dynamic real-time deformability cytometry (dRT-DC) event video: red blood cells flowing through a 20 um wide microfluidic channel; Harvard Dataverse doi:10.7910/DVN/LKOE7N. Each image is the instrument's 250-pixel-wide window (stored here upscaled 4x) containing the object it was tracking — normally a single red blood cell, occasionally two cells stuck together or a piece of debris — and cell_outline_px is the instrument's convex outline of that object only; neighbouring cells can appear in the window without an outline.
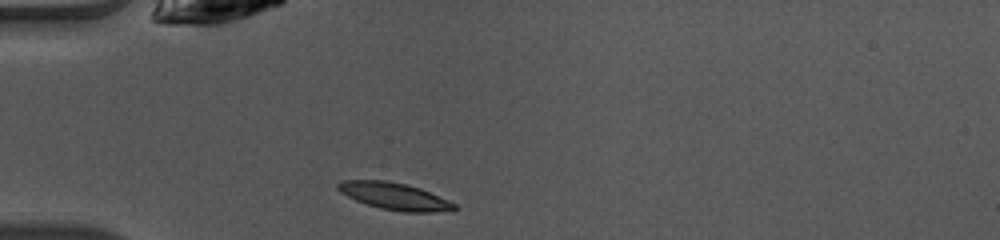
{"species": "common noctule bat (a hibernating species)", "species_latin": "Nyctalus noctula", "temperature_condition": "warm", "stored_images_in_passage": 36, "camera_frame_rate_fps": 3000, "um_per_image_px": 0.085, "animal": {"sex": "female", "body_mass_g": 10.0, "forearm_length_mm": 53.1}, "frame": {"image": 1, "passage_image": 1, "time_ms": 0.0, "image_size_px": [1000, 240], "cell_outline_px": [[456, 208], [452, 212], [404, 212], [380, 208], [356, 200], [340, 192], [336, 188], [336, 184], [340, 180], [384, 180], [404, 184], [420, 188], [448, 200], [456, 204]], "centroid_in_image_um": [33.54, 16.68], "position_along_channel_um": 51.5, "area_um2": 18.32}}
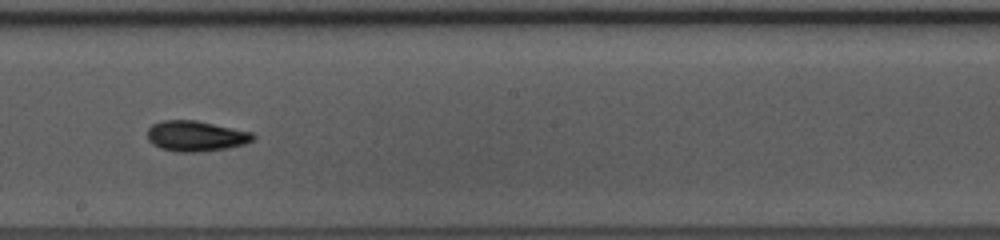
{"frame": {"image": 2, "passage_image": 15, "time_ms": 4.667, "image_size_px": [1000, 240], "cell_outline_px": [[256, 136], [252, 140], [244, 144], [224, 148], [196, 152], [176, 152], [160, 148], [152, 144], [148, 140], [148, 128], [152, 124], [164, 120], [196, 120], [252, 132]], "centroid_in_image_um": [16.61, 11.56], "position_along_channel_um": 231.6, "area_um2": 18.67}}
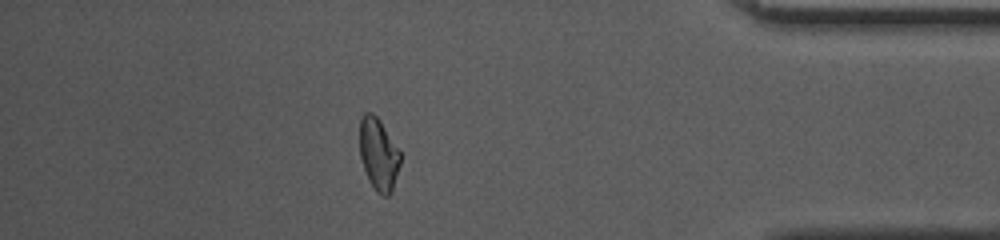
{"frame": {"image": 3, "passage_image": 30, "time_ms": 9.667, "image_size_px": [1000, 240], "cell_outline_px": [[400, 164], [392, 192], [388, 196], [384, 196], [376, 192], [368, 180], [360, 156], [360, 120], [364, 112], [372, 112], [380, 120], [400, 148]], "centroid_in_image_um": [32.19, 13.1], "position_along_channel_um": 403.0, "area_um2": 17.34}, "authors_computed_cell_mechanics": {"area_um2": 17.9469, "velocity_mm_per_s": 4.0909, "shape_relaxation_time_tau1_ms": 3.3062, "shape_relaxation_time_tau2_ms": 2.4797, "deformation_change_tau1": 0.141, "deformation_change_tau2": 0.0862}}